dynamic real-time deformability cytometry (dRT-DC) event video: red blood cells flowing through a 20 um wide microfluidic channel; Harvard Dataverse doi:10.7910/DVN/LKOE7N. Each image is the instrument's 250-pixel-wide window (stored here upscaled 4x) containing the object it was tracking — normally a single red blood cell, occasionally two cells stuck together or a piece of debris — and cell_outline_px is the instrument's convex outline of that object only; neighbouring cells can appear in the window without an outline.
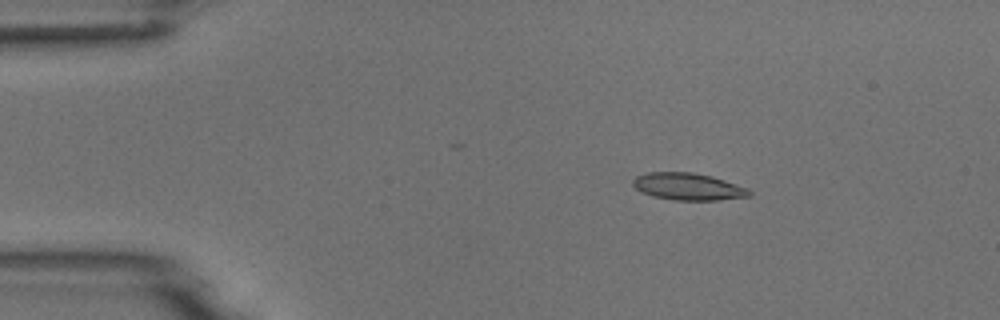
{"species": "common noctule bat (a hibernating species)", "species_latin": "Nyctalus noctula", "temperature_condition": "room temperature", "stored_images_in_passage": 6, "camera_frame_rate_fps": 3000, "um_per_image_px": 0.085, "animal": {"sex": "male", "body_mass_g": 18.8}, "frame": {"image": 1, "passage_image": 3, "time_ms": 2.333, "image_size_px": [1000, 320], "cell_outline_px": [[752, 196], [720, 200], [676, 200], [652, 196], [640, 192], [632, 184], [632, 180], [636, 176], [648, 172], [692, 172], [712, 176], [748, 188], [752, 192]], "centroid_in_image_um": [58.49, 15.86], "position_along_channel_um": 26.5, "area_um2": 18.5}}
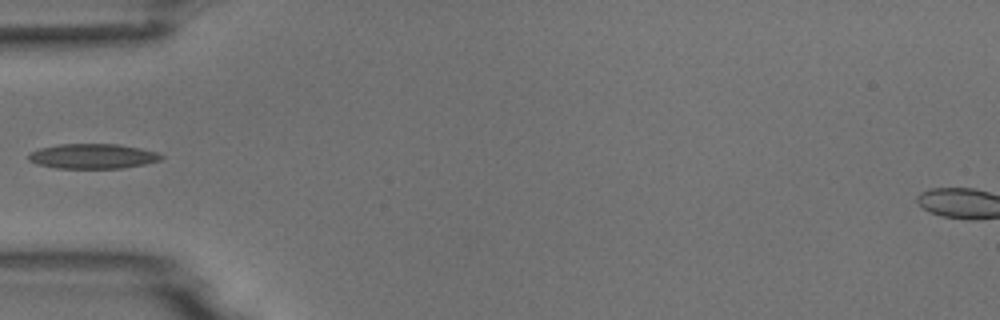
{"frame": {"image": 2, "passage_image": 5, "time_ms": 5.333, "image_size_px": [1000, 320], "cell_outline_px": [[164, 156], [160, 160], [144, 164], [120, 168], [56, 168], [36, 164], [28, 160], [28, 156], [32, 152], [40, 148], [56, 144], [120, 144], [140, 148], [156, 152]], "centroid_in_image_um": [7.86, 13.27], "position_along_channel_um": 77.1, "area_um2": 19.19}}